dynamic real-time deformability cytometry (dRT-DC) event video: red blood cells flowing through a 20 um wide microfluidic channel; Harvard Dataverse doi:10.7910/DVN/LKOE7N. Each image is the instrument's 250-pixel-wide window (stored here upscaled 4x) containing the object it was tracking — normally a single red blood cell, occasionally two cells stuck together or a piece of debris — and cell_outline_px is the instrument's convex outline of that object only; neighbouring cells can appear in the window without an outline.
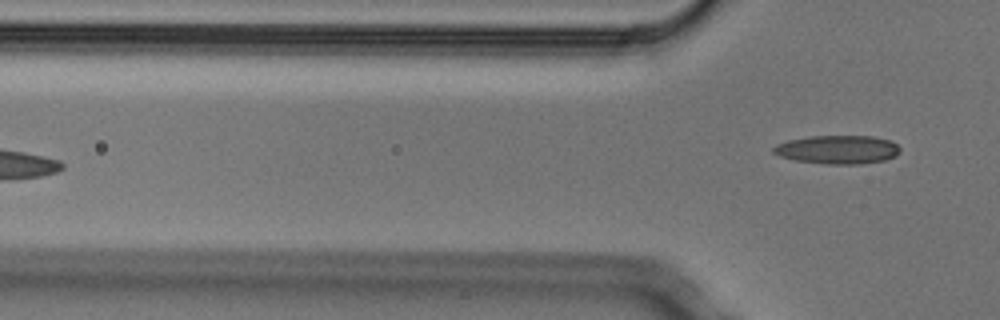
{"species": "Egyptian fruit bat (a non-hibernating species)", "species_latin": "Rousettus aegyptiacus", "temperature_condition": "cold", "stored_images_in_passage": 4, "camera_frame_rate_fps": 3000, "um_per_image_px": 0.085, "animal": {"sex": "male"}, "frame": {"image": 1, "passage_image": 4, "time_ms": 1.0, "image_size_px": [1000, 320], "cell_outline_px": [[900, 152], [896, 156], [884, 160], [860, 164], [824, 164], [796, 160], [780, 156], [772, 152], [772, 148], [776, 144], [788, 140], [812, 136], [872, 136], [892, 140], [900, 148]], "centroid_in_image_um": [71.22, 12.71], "position_along_channel_um": 54.6, "area_um2": 21.15}}